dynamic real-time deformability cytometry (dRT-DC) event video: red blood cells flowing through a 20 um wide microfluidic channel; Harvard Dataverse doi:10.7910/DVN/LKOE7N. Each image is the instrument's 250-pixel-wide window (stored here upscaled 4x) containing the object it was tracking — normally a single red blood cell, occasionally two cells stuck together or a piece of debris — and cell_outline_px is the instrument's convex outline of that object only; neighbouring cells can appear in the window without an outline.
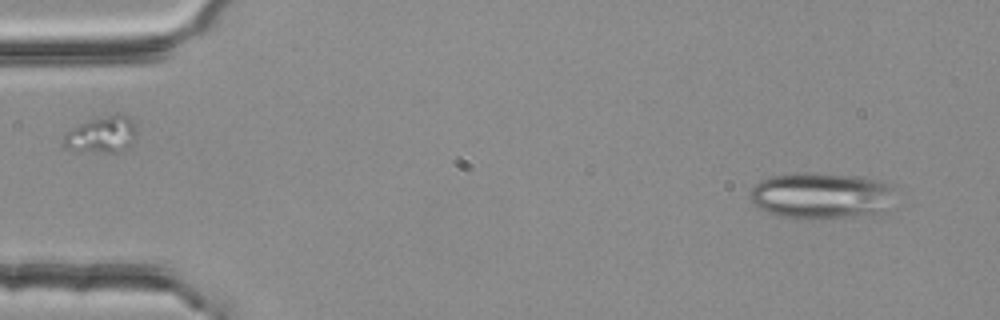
{"species": "common noctule bat (a hibernating species)", "species_latin": "Nyctalus noctula", "temperature_condition": "room temperature", "stored_images_in_passage": 3, "segment_of_instrument_passage": [2, 2], "camera_frame_rate_fps": 3000, "um_per_image_px": 0.085, "animal": {"sex": "female", "body_mass_g": 25.1}, "frame": {"image": 1, "passage_image": 3, "time_ms": 0.667, "image_size_px": [1000, 320], "cell_outline_px": [[892, 188], [884, 212], [852, 216], [812, 220], [776, 216], [760, 208], [748, 196], [748, 192], [760, 180], [772, 176], [804, 172], [812, 172], [864, 176], [880, 180], [892, 184]], "centroid_in_image_um": [69.75, 16.62], "position_along_channel_um": 15.2, "area_um2": 39.3}}